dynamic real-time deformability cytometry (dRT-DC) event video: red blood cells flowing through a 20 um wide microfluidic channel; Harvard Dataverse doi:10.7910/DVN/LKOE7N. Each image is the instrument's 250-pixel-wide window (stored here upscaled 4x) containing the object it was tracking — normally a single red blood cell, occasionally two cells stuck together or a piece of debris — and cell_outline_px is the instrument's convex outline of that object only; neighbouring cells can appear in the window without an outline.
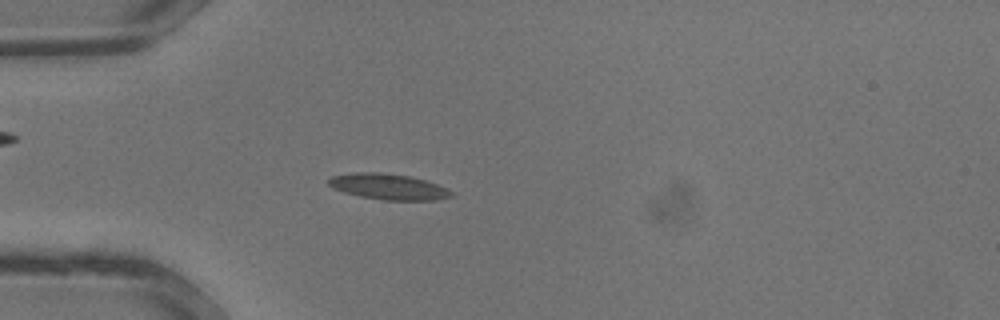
{"species": "common noctule bat (a hibernating species)", "species_latin": "Nyctalus noctula", "temperature_condition": "warm", "stored_images_in_passage": 34, "camera_frame_rate_fps": 3000, "um_per_image_px": 0.085, "animal": {"sex": "male", "body_mass_g": 13.3}, "frame": {"image": 1, "passage_image": 10, "time_ms": 3.0, "image_size_px": [1000, 320], "cell_outline_px": [[452, 196], [436, 200], [384, 200], [360, 196], [344, 192], [332, 188], [328, 184], [328, 180], [332, 176], [356, 172], [380, 172], [408, 176], [424, 180], [448, 188], [452, 192]], "centroid_in_image_um": [33.0, 15.87], "position_along_channel_um": 52.0, "area_um2": 18.32}}
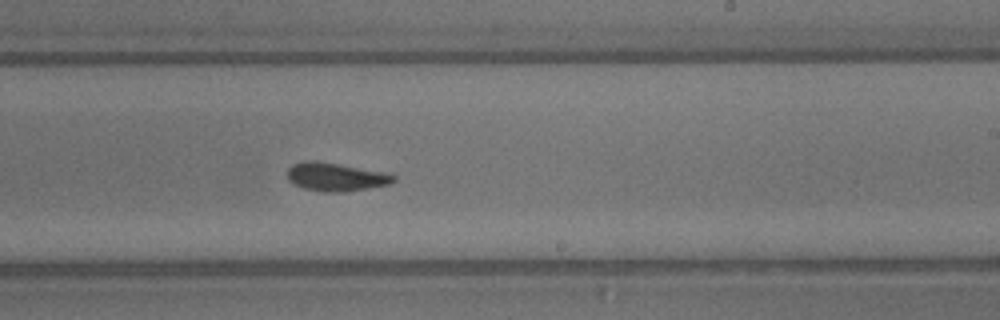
{"frame": {"image": 2, "passage_image": 21, "time_ms": 6.667, "image_size_px": [1000, 320], "cell_outline_px": [[396, 180], [388, 184], [368, 188], [344, 192], [324, 192], [304, 188], [292, 184], [288, 180], [288, 168], [292, 164], [304, 160], [312, 160], [388, 172], [396, 176]], "centroid_in_image_um": [28.53, 15.03], "position_along_channel_um": 260.5, "area_um2": 17.63}}
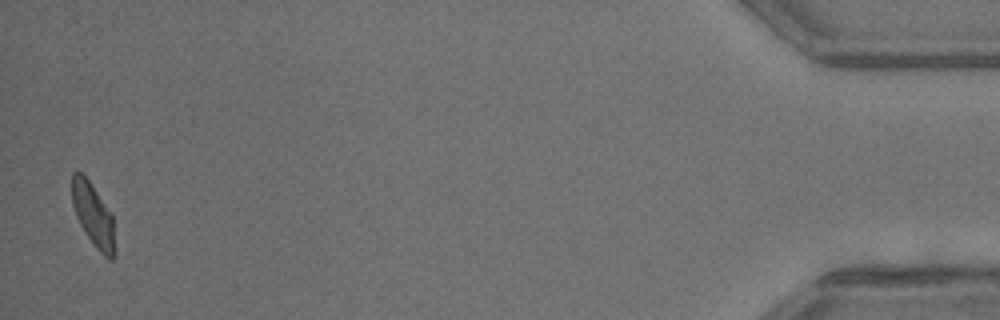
{"frame": {"image": 3, "passage_image": 34, "time_ms": 11.0, "image_size_px": [1000, 320], "cell_outline_px": [[116, 256], [112, 260], [108, 260], [96, 248], [84, 232], [76, 216], [72, 204], [72, 172], [80, 172], [88, 180], [112, 212], [116, 248]], "centroid_in_image_um": [7.96, 18.34], "position_along_channel_um": 427.2, "area_um2": 16.07}}